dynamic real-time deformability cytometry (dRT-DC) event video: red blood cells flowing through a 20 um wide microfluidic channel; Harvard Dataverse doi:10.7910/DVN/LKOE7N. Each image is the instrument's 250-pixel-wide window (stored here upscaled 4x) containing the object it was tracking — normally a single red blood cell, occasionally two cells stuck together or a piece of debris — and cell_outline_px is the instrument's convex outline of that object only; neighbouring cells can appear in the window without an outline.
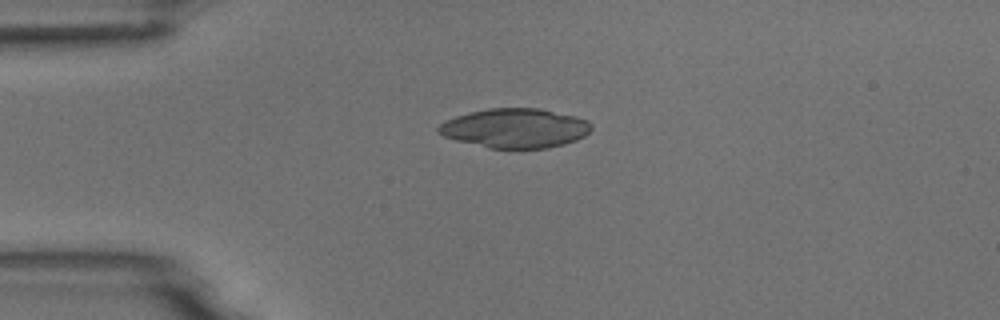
{"species": "common noctule bat (a hibernating species)", "species_latin": "Nyctalus noctula", "temperature_condition": "room temperature", "stored_images_in_passage": 30, "camera_frame_rate_fps": 3000, "um_per_image_px": 0.085, "animal": {"sex": "male", "body_mass_g": 18.8}, "frame": {"image": 1, "passage_image": 1, "time_ms": 0.0, "image_size_px": [1000, 320], "cell_outline_px": [[592, 128], [584, 136], [576, 140], [564, 144], [548, 148], [488, 148], [456, 140], [444, 136], [436, 132], [436, 128], [440, 124], [456, 116], [468, 112], [488, 108], [540, 108], [576, 116], [588, 120], [592, 124]], "centroid_in_image_um": [43.79, 10.89], "position_along_channel_um": 41.2, "area_um2": 35.2}}